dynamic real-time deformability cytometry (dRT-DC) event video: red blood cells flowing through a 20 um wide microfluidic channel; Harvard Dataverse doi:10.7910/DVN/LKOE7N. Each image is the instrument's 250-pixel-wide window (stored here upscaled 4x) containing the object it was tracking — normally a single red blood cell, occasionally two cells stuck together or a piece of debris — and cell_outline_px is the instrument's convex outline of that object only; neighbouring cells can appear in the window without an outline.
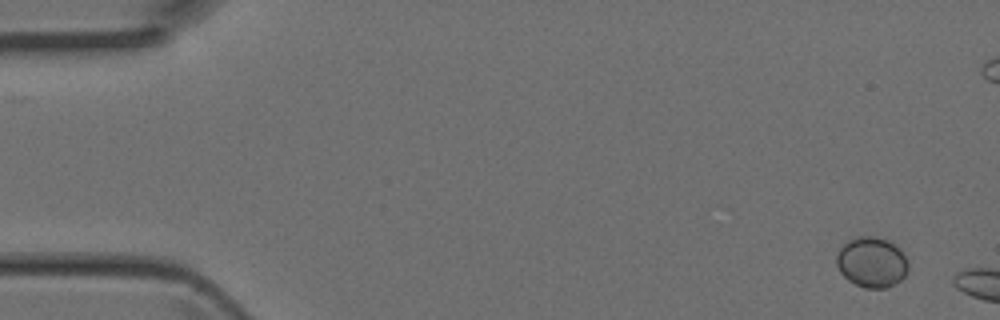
{"species": "Egyptian fruit bat (a non-hibernating species)", "species_latin": "Rousettus aegyptiacus", "temperature_condition": "room temperature", "stored_images_in_passage": 2, "camera_frame_rate_fps": 3000, "um_per_image_px": 0.085, "animal": {"sex": "female"}, "frame": {"image": 1, "passage_image": 2, "time_ms": 0.333, "image_size_px": [1000, 320], "cell_outline_px": [[908, 268], [904, 276], [900, 280], [884, 288], [864, 288], [848, 280], [840, 272], [836, 264], [836, 256], [840, 248], [848, 240], [860, 236], [876, 236], [888, 240], [904, 256], [908, 264]], "centroid_in_image_um": [74.05, 22.29], "position_along_channel_um": 10.9, "area_um2": 20.75}}